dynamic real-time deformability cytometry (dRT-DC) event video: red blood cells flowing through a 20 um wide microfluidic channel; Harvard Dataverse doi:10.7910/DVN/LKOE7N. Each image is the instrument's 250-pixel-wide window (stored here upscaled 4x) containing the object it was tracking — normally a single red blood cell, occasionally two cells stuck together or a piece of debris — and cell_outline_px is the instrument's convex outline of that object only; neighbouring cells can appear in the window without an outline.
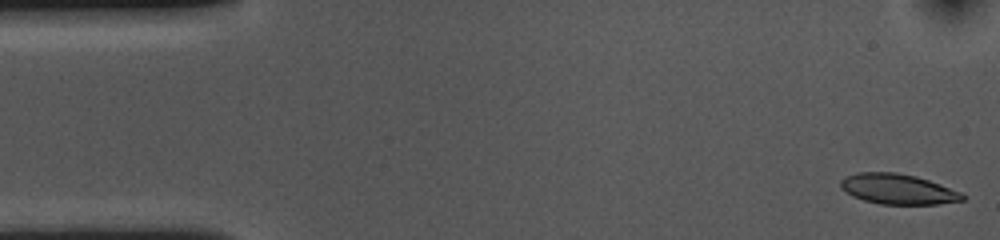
{"species": "common noctule bat (a hibernating species)", "species_latin": "Nyctalus noctula", "temperature_condition": "cold", "stored_images_in_passage": 9, "camera_frame_rate_fps": 3000, "um_per_image_px": 0.085, "animal": {"sex": "female", "body_mass_g": 10.0, "forearm_length_mm": 53.1}, "frame": {"image": 1, "passage_image": 1, "time_ms": 0.0, "image_size_px": [1000, 240], "cell_outline_px": [[964, 200], [940, 204], [880, 204], [864, 200], [852, 196], [840, 188], [840, 180], [844, 176], [856, 172], [896, 172], [916, 176], [940, 184], [960, 192], [964, 196]], "centroid_in_image_um": [76.27, 16.06], "position_along_channel_um": 8.7, "area_um2": 21.56}}